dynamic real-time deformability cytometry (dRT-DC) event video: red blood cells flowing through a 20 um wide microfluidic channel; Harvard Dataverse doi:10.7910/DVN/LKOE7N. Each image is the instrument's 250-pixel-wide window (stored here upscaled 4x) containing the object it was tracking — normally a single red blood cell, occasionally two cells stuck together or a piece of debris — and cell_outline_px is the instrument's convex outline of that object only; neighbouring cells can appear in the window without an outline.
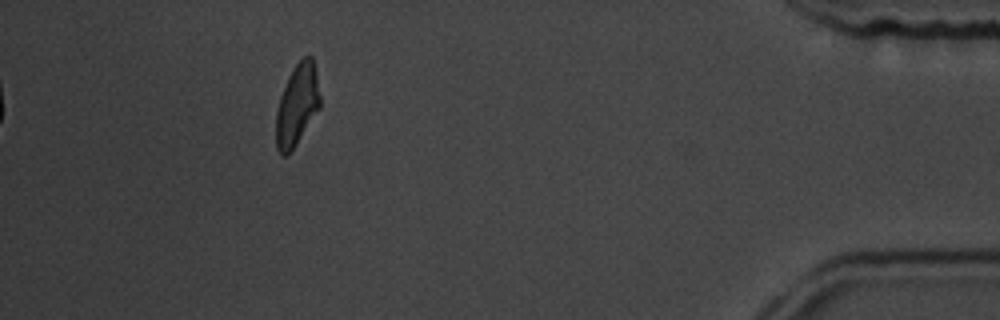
{"species": "common noctule bat (a hibernating species)", "species_latin": "Nyctalus noctula", "temperature_condition": "room temperature", "stored_images_in_passage": 16, "camera_frame_rate_fps": 3000, "um_per_image_px": 0.085, "animal": {"sex": "male", "body_mass_g": 19.5, "forearm_length_mm": 54.6}, "frame": {"image": 1, "passage_image": 16, "time_ms": 19.0, "image_size_px": [1000, 320], "cell_outline_px": [[320, 108], [288, 156], [280, 156], [276, 148], [276, 112], [280, 96], [288, 76], [296, 64], [304, 56], [312, 56], [316, 72], [320, 96]], "centroid_in_image_um": [25.24, 8.95], "position_along_channel_um": 410.0, "area_um2": 20.92}, "authors_computed_cell_mechanics": {"area_um2": 16.8776, "velocity_mm_per_s": 3.599, "shape_relaxation_time_tau1_ms": 4.1067, "shape_relaxation_time_tau2_ms": 3.5361, "deformation_change_tau1": 0.1882, "deformation_change_tau2": 0.0623}}